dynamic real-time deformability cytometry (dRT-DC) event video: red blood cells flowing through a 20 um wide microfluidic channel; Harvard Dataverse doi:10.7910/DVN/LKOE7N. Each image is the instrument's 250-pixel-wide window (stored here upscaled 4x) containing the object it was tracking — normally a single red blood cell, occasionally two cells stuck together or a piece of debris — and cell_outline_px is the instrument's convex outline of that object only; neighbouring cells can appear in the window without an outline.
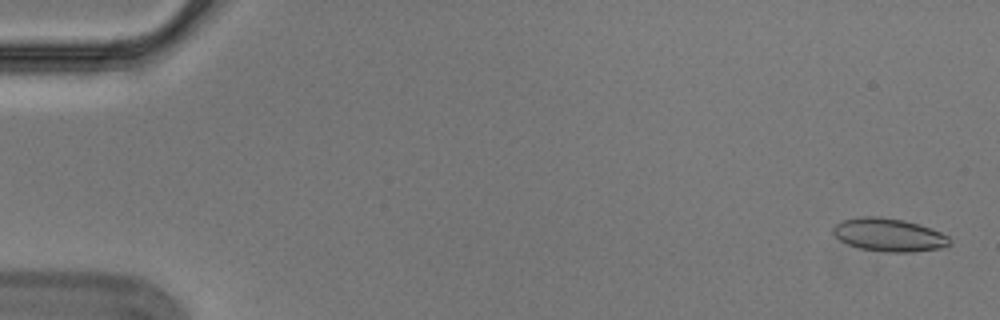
{"species": "Egyptian fruit bat (a non-hibernating species)", "species_latin": "Rousettus aegyptiacus", "temperature_condition": "cold", "stored_images_in_passage": 56, "camera_frame_rate_fps": 3000, "um_per_image_px": 0.085, "animal": {"sex": "male"}, "frame": {"image": 1, "passage_image": 2, "time_ms": 0.333, "image_size_px": [1000, 320], "cell_outline_px": [[952, 244], [940, 248], [912, 252], [884, 252], [860, 248], [848, 244], [840, 240], [832, 232], [832, 228], [840, 220], [860, 216], [880, 216], [904, 220], [920, 224], [940, 232], [948, 236], [952, 240]], "centroid_in_image_um": [75.55, 19.95], "position_along_channel_um": 9.4, "area_um2": 22.72}}
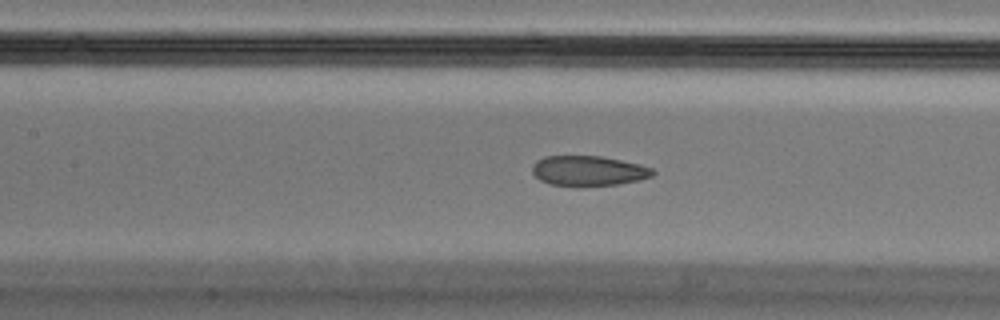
{"frame": {"image": 2, "passage_image": 26, "time_ms": 8.333, "image_size_px": [1000, 320], "cell_outline_px": [[656, 172], [652, 176], [640, 180], [620, 184], [552, 184], [540, 180], [532, 172], [532, 164], [536, 160], [544, 156], [600, 156], [640, 164], [652, 168]], "centroid_in_image_um": [50.03, 14.48], "position_along_channel_um": 157.4, "area_um2": 20.63}}
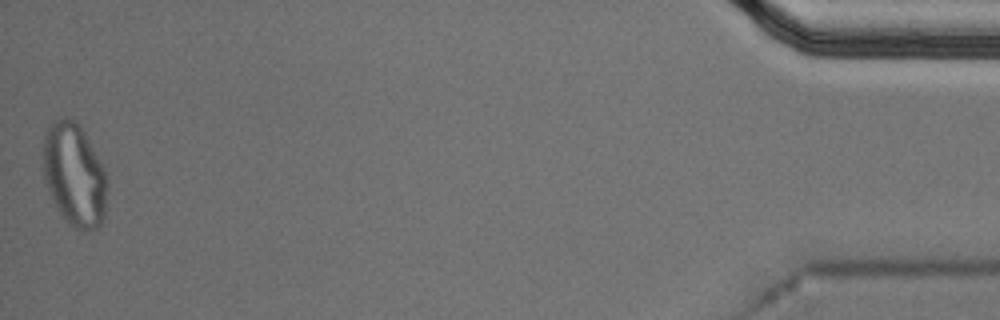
{"frame": {"image": 3, "passage_image": 56, "time_ms": 18.333, "image_size_px": [1000, 320], "cell_outline_px": [[108, 188], [104, 216], [100, 228], [84, 232], [80, 232], [68, 224], [52, 200], [44, 180], [44, 136], [48, 128], [56, 120], [64, 116], [76, 120], [80, 124], [100, 160], [108, 176]], "centroid_in_image_um": [6.36, 14.9], "position_along_channel_um": 428.8, "area_um2": 39.02}, "authors_computed_cell_mechanics": {"area_um2": 22.3975, "velocity_mm_per_s": 3.5855, "shape_relaxation_time_tau1_ms": null, "shape_relaxation_time_tau2_ms": 1.9126, "deformation_change_tau1": null, "deformation_change_tau2": 0.0689}}